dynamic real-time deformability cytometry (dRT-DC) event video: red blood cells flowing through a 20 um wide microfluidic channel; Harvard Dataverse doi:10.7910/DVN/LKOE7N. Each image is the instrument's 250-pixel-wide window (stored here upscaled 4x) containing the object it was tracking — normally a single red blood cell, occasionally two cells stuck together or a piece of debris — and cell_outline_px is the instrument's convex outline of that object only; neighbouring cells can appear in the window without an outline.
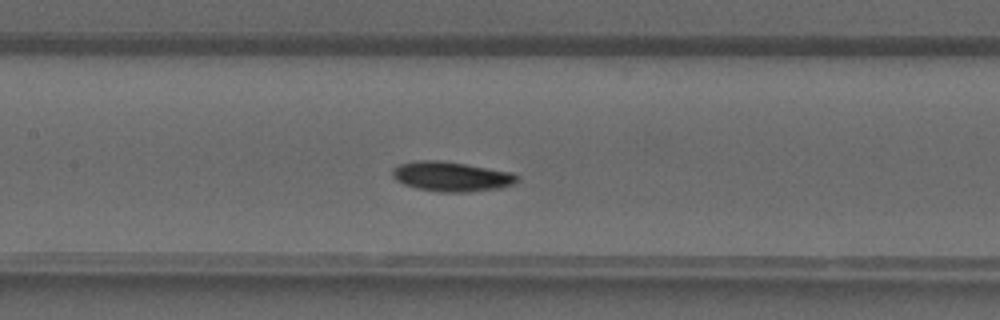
{"species": "common noctule bat (a hibernating species)", "species_latin": "Nyctalus noctula", "temperature_condition": "warm", "stored_images_in_passage": 37, "camera_frame_rate_fps": 3000, "um_per_image_px": 0.085, "animal": {"sex": "male", "forearm_length_mm": 52.5}, "frame": {"image": 1, "passage_image": 15, "time_ms": 4.667, "image_size_px": [1000, 320], "cell_outline_px": [[520, 176], [516, 184], [496, 188], [468, 192], [440, 192], [416, 188], [404, 184], [396, 180], [392, 176], [392, 168], [400, 164], [412, 160], [444, 160], [512, 172]], "centroid_in_image_um": [38.36, 14.99], "position_along_channel_um": 169.0, "area_um2": 21.85}}
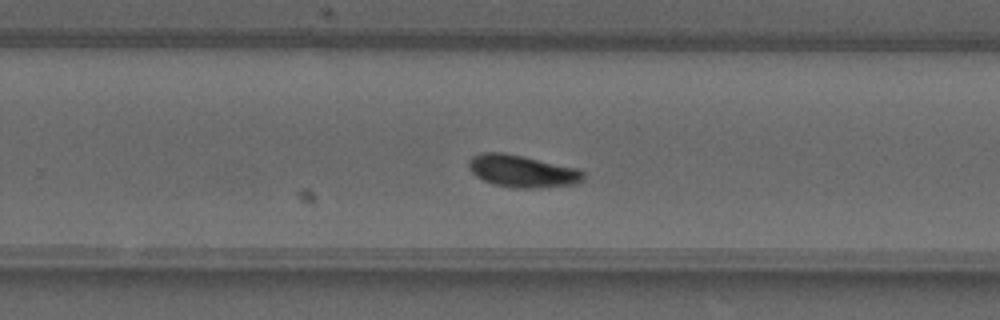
{"frame": {"image": 2, "passage_image": 22, "time_ms": 7.0, "image_size_px": [1000, 320], "cell_outline_px": [[584, 180], [576, 184], [536, 188], [516, 188], [496, 184], [484, 180], [476, 176], [468, 168], [468, 160], [472, 156], [480, 152], [504, 152], [524, 156], [576, 168], [584, 172]], "centroid_in_image_um": [44.37, 14.53], "position_along_channel_um": 285.4, "area_um2": 21.56}}
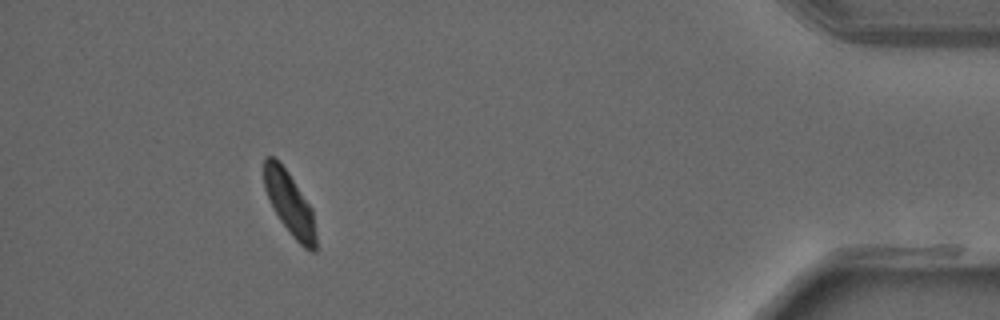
{"frame": {"image": 3, "passage_image": 33, "time_ms": 10.667, "image_size_px": [1000, 320], "cell_outline_px": [[316, 252], [312, 252], [304, 248], [292, 236], [280, 220], [264, 188], [264, 156], [272, 156], [288, 172], [312, 208], [316, 232]], "centroid_in_image_um": [24.64, 17.33], "position_along_channel_um": 410.6, "area_um2": 18.79}}